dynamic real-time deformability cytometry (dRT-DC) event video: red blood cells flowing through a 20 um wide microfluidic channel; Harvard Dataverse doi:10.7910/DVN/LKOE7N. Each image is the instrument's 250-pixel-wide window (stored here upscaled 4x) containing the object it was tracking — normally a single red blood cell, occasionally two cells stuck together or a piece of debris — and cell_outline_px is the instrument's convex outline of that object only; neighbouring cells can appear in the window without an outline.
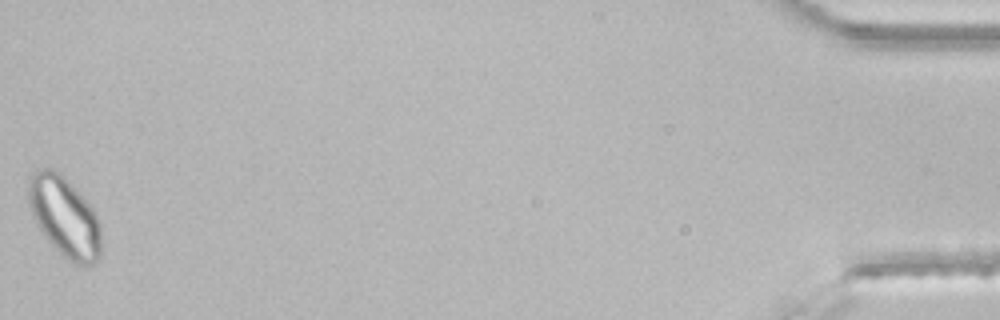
{"species": "common noctule bat (a hibernating species)", "species_latin": "Nyctalus noctula", "temperature_condition": "room temperature", "stored_images_in_passage": 46, "segment_of_instrument_passage": [2, 2], "camera_frame_rate_fps": 3000, "um_per_image_px": 0.085, "animal": {"sex": "male", "body_mass_g": 21.5, "forearm_length_mm": 52.0}, "frame": {"image": 1, "passage_image": 46, "time_ms": 15.0, "image_size_px": [1000, 320], "cell_outline_px": [[100, 256], [92, 264], [76, 264], [68, 260], [44, 236], [32, 212], [28, 200], [28, 180], [36, 168], [48, 168], [60, 172], [64, 176], [96, 212], [100, 224]], "centroid_in_image_um": [5.48, 18.39], "position_along_channel_um": 429.7, "area_um2": 33.52}}